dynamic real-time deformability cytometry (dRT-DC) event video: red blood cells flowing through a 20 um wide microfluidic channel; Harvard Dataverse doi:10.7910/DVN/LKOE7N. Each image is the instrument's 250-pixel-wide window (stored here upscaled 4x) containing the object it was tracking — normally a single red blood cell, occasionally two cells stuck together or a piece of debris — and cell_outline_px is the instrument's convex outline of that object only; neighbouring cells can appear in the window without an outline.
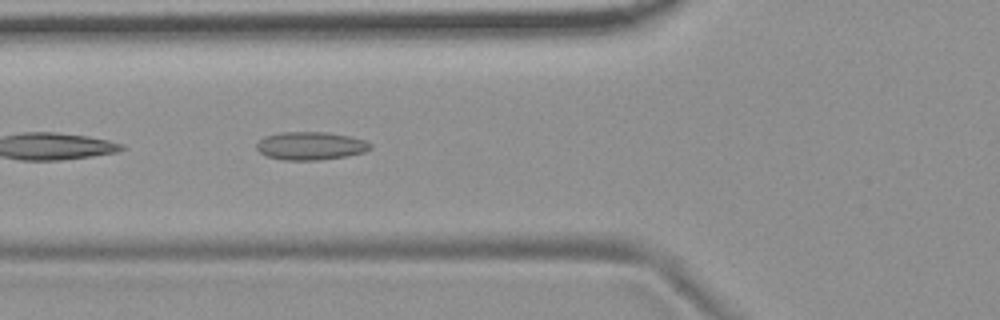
{"species": "common noctule bat (a hibernating species)", "species_latin": "Nyctalus noctula", "temperature_condition": "room temperature", "stored_images_in_passage": 23, "camera_frame_rate_fps": 3000, "um_per_image_px": 0.085, "animal": {"sex": "female", "body_mass_g": 19.9}, "frame": {"image": 1, "passage_image": 4, "time_ms": 1.0, "image_size_px": [1000, 320], "cell_outline_px": [[372, 148], [364, 152], [348, 156], [320, 160], [280, 160], [264, 156], [256, 148], [256, 144], [264, 136], [280, 132], [324, 132], [348, 136], [364, 140], [372, 144]], "centroid_in_image_um": [26.37, 12.41], "position_along_channel_um": 99.4, "area_um2": 18.79}}